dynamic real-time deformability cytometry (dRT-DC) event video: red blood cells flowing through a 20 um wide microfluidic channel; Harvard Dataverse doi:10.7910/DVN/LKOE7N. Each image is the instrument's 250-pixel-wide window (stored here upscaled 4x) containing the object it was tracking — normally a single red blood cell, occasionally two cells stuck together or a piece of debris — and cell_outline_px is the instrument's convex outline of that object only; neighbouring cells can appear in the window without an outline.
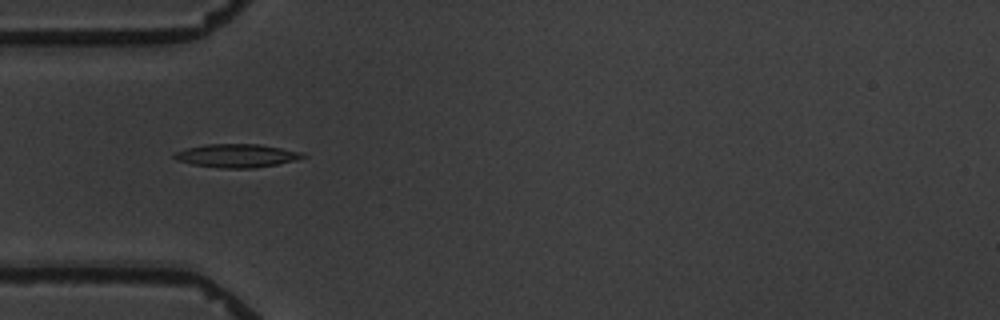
{"species": "common noctule bat (a hibernating species)", "species_latin": "Nyctalus noctula", "temperature_condition": "warm", "stored_images_in_passage": 15, "camera_frame_rate_fps": 3000, "um_per_image_px": 0.085, "animal": {"sex": "male", "body_mass_g": 19.5, "forearm_length_mm": 54.6}, "frame": {"image": 1, "passage_image": 4, "time_ms": 4.333, "image_size_px": [1000, 320], "cell_outline_px": [[308, 156], [296, 160], [256, 168], [220, 168], [192, 164], [176, 160], [172, 156], [172, 152], [204, 144], [260, 144], [304, 152]], "centroid_in_image_um": [20.12, 13.23], "position_along_channel_um": 64.9, "area_um2": 17.69}}
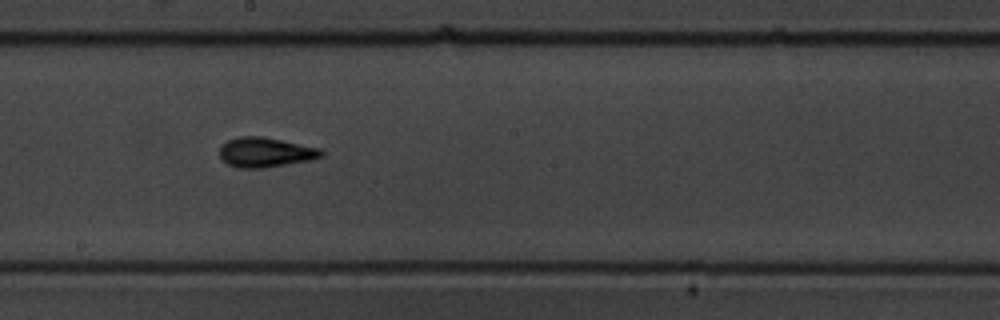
{"frame": {"image": 2, "passage_image": 8, "time_ms": 9.0, "image_size_px": [1000, 320], "cell_outline_px": [[324, 156], [312, 160], [264, 168], [236, 168], [228, 164], [220, 156], [220, 148], [228, 140], [240, 136], [260, 136], [320, 148], [324, 152]], "centroid_in_image_um": [22.59, 12.96], "position_along_channel_um": 225.6, "area_um2": 17.57}}
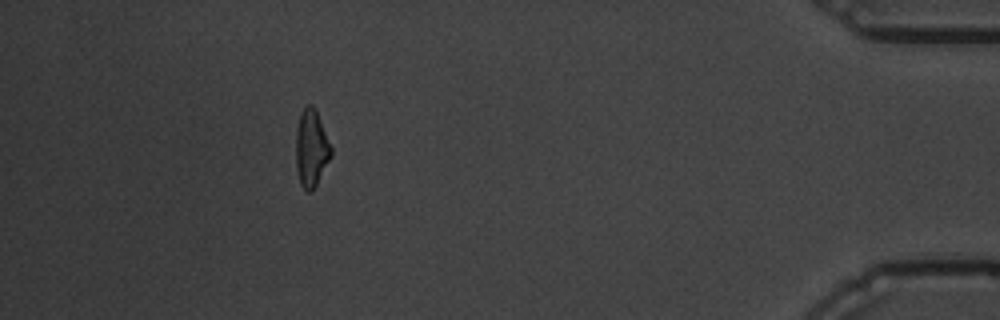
{"frame": {"image": 3, "passage_image": 13, "time_ms": 16.0, "image_size_px": [1000, 320], "cell_outline_px": [[332, 156], [312, 192], [308, 192], [300, 184], [296, 168], [296, 128], [300, 112], [308, 104], [312, 104], [316, 108], [332, 148]], "centroid_in_image_um": [26.46, 12.58], "position_along_channel_um": 408.7, "area_um2": 16.07}, "authors_computed_cell_mechanics": {"area_um2": 16.0684, "velocity_mm_per_s": 3.454, "shape_relaxation_time_tau1_ms": 2.3526, "shape_relaxation_time_tau2_ms": 1.4471, "deformation_change_tau1": 0.1103, "deformation_change_tau2": 0.0786}}